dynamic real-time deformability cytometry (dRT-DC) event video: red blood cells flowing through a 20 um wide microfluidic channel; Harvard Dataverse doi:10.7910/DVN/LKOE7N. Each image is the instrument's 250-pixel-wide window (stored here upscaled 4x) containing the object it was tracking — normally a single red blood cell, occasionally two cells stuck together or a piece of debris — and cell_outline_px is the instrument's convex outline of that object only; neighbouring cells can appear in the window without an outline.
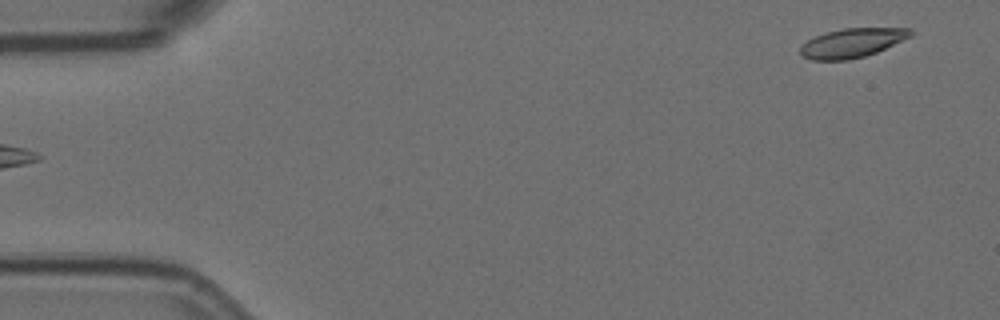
{"species": "Egyptian fruit bat (a non-hibernating species)", "species_latin": "Rousettus aegyptiacus", "temperature_condition": "room temperature", "stored_images_in_passage": 5, "camera_frame_rate_fps": 3000, "um_per_image_px": 0.085, "animal": {"sex": "female"}, "frame": {"image": 1, "passage_image": 1, "time_ms": 0.0, "image_size_px": [1000, 320], "cell_outline_px": [[912, 36], [876, 52], [864, 56], [848, 60], [812, 60], [804, 56], [800, 52], [800, 48], [808, 40], [816, 36], [828, 32], [844, 28], [912, 28]], "centroid_in_image_um": [72.45, 3.64], "position_along_channel_um": 12.5, "area_um2": 18.44}}
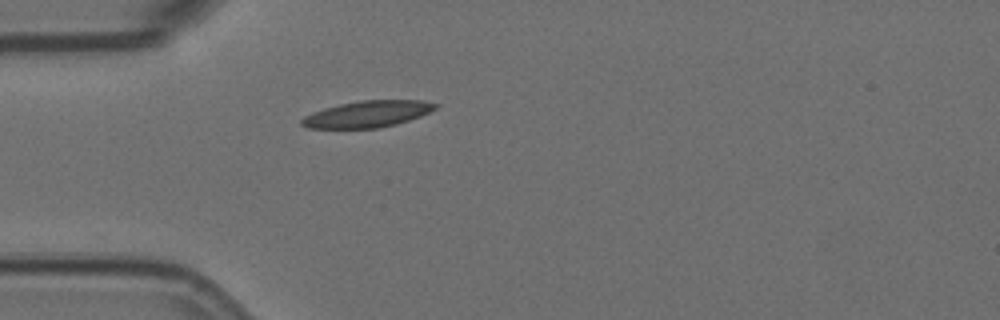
{"frame": {"image": 2, "passage_image": 5, "time_ms": 1.333, "image_size_px": [1000, 320], "cell_outline_px": [[440, 104], [436, 108], [420, 116], [396, 124], [376, 128], [308, 128], [300, 124], [300, 120], [304, 116], [312, 112], [324, 108], [340, 104], [360, 100], [420, 100]], "centroid_in_image_um": [31.21, 9.69], "position_along_channel_um": 53.8, "area_um2": 20.58}}